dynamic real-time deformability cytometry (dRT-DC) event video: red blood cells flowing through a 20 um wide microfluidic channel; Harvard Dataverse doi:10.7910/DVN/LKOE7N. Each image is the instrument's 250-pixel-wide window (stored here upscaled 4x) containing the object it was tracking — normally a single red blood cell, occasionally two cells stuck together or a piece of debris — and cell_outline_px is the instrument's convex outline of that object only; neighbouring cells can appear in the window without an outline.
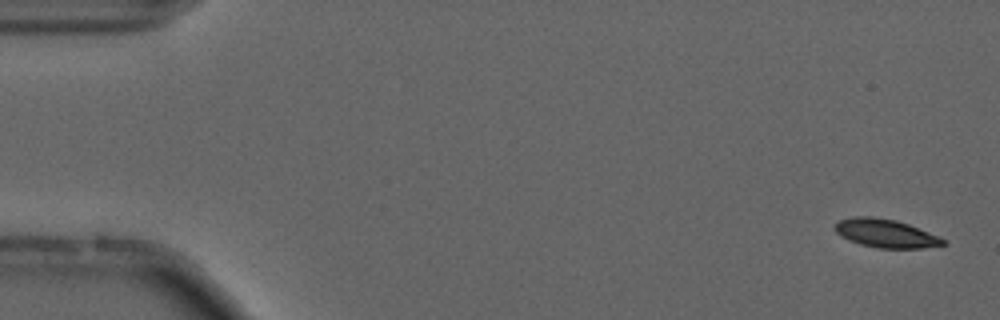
{"species": "common noctule bat (a hibernating species)", "species_latin": "Nyctalus noctula", "temperature_condition": "cold", "stored_images_in_passage": 55, "camera_frame_rate_fps": 3000, "um_per_image_px": 0.085, "animal": {"sex": "male", "forearm_length_mm": 52.5}, "frame": {"image": 1, "passage_image": 2, "time_ms": 0.333, "image_size_px": [1000, 320], "cell_outline_px": [[948, 244], [920, 248], [876, 248], [860, 244], [848, 240], [840, 236], [836, 232], [836, 224], [840, 220], [852, 216], [872, 216], [896, 220], [908, 224], [936, 236], [944, 240]], "centroid_in_image_um": [75.24, 19.83], "position_along_channel_um": 9.8, "area_um2": 17.69}}
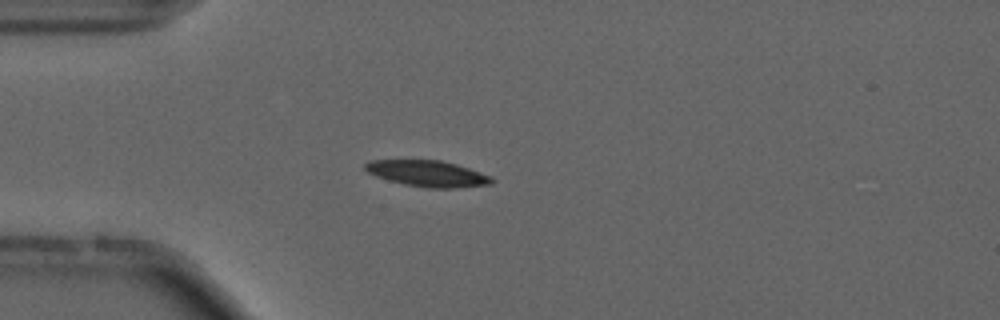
{"frame": {"image": 2, "passage_image": 15, "time_ms": 4.667, "image_size_px": [1000, 320], "cell_outline_px": [[496, 180], [492, 184], [456, 188], [424, 188], [404, 184], [388, 180], [376, 176], [368, 172], [364, 168], [364, 164], [368, 160], [440, 160], [456, 164], [492, 176]], "centroid_in_image_um": [36.36, 14.76], "position_along_channel_um": 48.6, "area_um2": 19.42}, "authors_computed_cell_mechanics": {"area_um2": 18.496, "velocity_mm_per_s": 3.7052, "shape_relaxation_time_tau1_ms": 4.9822, "shape_relaxation_time_tau2_ms": 6.3647, "deformation_change_tau1": 0.1274, "deformation_change_tau2": 0.1407}}